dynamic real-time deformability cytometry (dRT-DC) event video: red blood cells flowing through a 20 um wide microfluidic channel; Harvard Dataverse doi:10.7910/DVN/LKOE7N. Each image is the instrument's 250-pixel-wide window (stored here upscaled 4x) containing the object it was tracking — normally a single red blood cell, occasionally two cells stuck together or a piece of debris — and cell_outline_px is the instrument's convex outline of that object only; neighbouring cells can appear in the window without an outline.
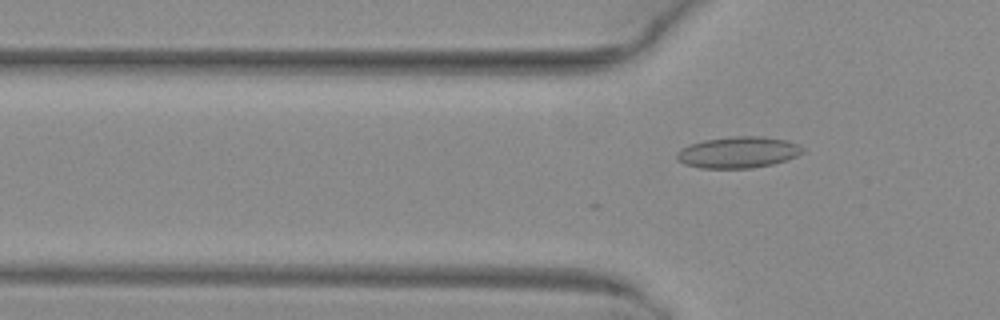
{"species": "common noctule bat (a hibernating species)", "species_latin": "Nyctalus noctula", "temperature_condition": "warm", "stored_images_in_passage": 17, "camera_frame_rate_fps": 3000, "um_per_image_px": 0.085, "animal": {"sex": "female", "body_mass_g": 29.2, "forearm_length_mm": 56.3}, "frame": {"image": 1, "passage_image": 17, "time_ms": 5.333, "image_size_px": [1000, 320], "cell_outline_px": [[804, 152], [796, 156], [772, 164], [752, 168], [700, 168], [684, 164], [676, 160], [676, 152], [680, 148], [688, 144], [704, 140], [732, 136], [764, 136], [788, 140], [800, 144], [804, 148]], "centroid_in_image_um": [62.73, 12.94], "position_along_channel_um": 63.1, "area_um2": 23.29}}